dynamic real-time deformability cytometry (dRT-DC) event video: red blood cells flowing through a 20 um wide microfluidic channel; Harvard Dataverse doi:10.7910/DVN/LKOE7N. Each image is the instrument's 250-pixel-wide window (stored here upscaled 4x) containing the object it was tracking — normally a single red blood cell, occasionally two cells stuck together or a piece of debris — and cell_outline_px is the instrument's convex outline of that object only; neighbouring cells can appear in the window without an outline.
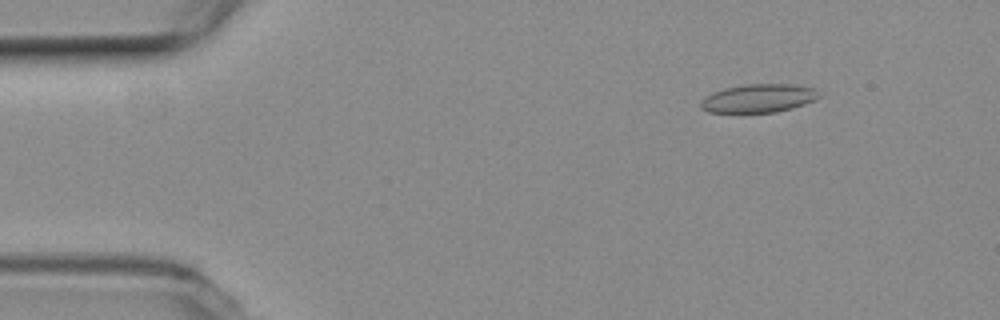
{"species": "common noctule bat (a hibernating species)", "species_latin": "Nyctalus noctula", "temperature_condition": "room temperature", "stored_images_in_passage": 29, "camera_frame_rate_fps": 3000, "um_per_image_px": 0.085, "animal": {"sex": "female", "body_mass_g": 19.3, "forearm_length_mm": 54.1}, "frame": {"image": 1, "passage_image": 7, "time_ms": 2.0, "image_size_px": [1000, 320], "cell_outline_px": [[820, 96], [816, 100], [792, 108], [776, 112], [708, 112], [700, 108], [700, 100], [704, 96], [712, 92], [724, 88], [744, 84], [792, 84], [812, 88]], "centroid_in_image_um": [64.42, 8.35], "position_along_channel_um": 20.6, "area_um2": 19.59}}
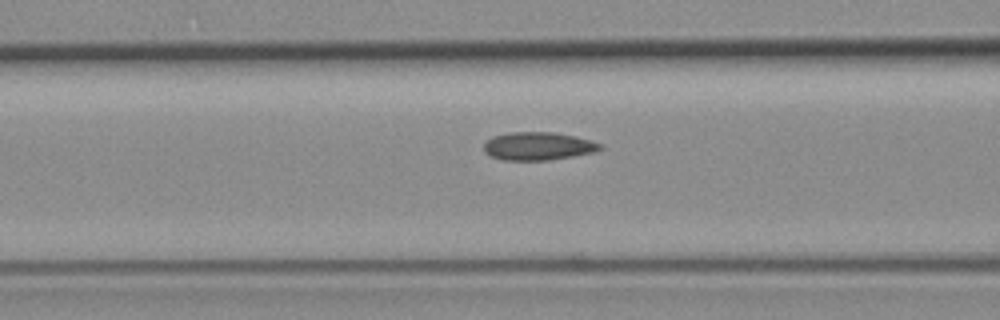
{"frame": {"image": 2, "passage_image": 22, "time_ms": 7.0, "image_size_px": [1000, 320], "cell_outline_px": [[604, 148], [592, 152], [572, 156], [548, 160], [504, 160], [492, 156], [484, 152], [484, 144], [492, 136], [508, 132], [556, 132], [576, 136], [592, 140], [604, 144]], "centroid_in_image_um": [45.77, 12.4], "position_along_channel_um": 120.8, "area_um2": 19.13}}
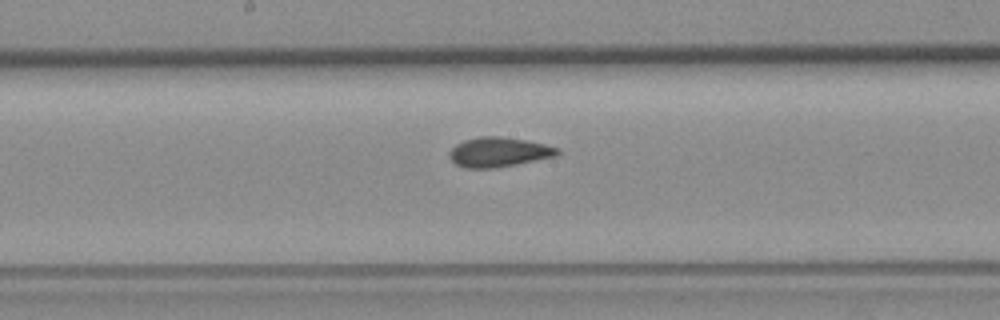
{"frame": {"image": 3, "passage_image": 29, "time_ms": 9.333, "image_size_px": [1000, 320], "cell_outline_px": [[560, 152], [556, 156], [516, 164], [492, 168], [464, 168], [456, 164], [448, 156], [448, 152], [456, 144], [464, 140], [480, 136], [500, 136], [524, 140], [544, 144], [560, 148]], "centroid_in_image_um": [42.37, 12.92], "position_along_channel_um": 205.8, "area_um2": 18.61}}